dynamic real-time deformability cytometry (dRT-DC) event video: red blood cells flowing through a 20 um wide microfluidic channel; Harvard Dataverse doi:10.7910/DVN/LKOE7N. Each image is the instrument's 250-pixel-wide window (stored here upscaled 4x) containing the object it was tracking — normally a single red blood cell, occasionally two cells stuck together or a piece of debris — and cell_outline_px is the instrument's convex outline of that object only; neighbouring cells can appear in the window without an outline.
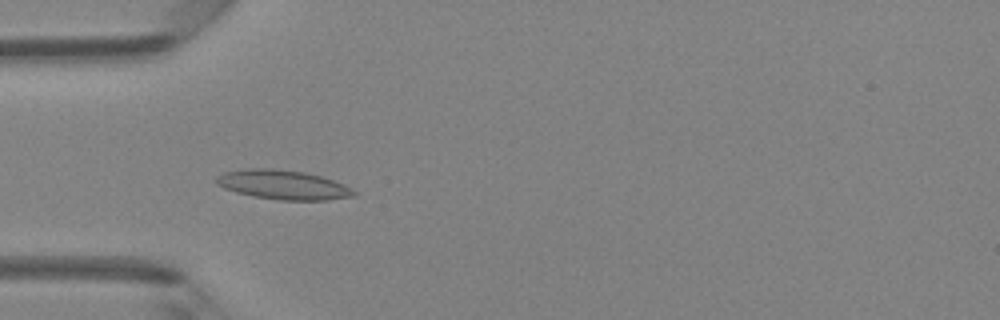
{"species": "Egyptian fruit bat (a non-hibernating species)", "species_latin": "Rousettus aegyptiacus", "temperature_condition": "room temperature", "stored_images_in_passage": 47, "camera_frame_rate_fps": 3000, "um_per_image_px": 0.085, "animal": {"sex": "female"}, "frame": {"image": 1, "passage_image": 14, "time_ms": 4.333, "image_size_px": [1000, 320], "cell_outline_px": [[356, 196], [328, 200], [280, 200], [252, 196], [236, 192], [224, 188], [216, 184], [216, 176], [224, 172], [248, 168], [272, 168], [304, 172], [320, 176], [344, 184], [352, 188], [356, 192]], "centroid_in_image_um": [24.06, 15.71], "position_along_channel_um": 60.9, "area_um2": 23.58}}
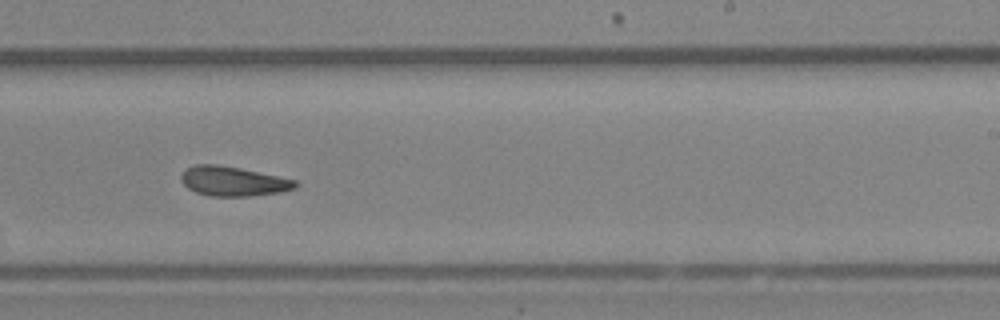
{"frame": {"image": 2, "passage_image": 29, "time_ms": 9.333, "image_size_px": [1000, 320], "cell_outline_px": [[300, 184], [296, 188], [280, 192], [248, 196], [212, 196], [196, 192], [188, 188], [180, 180], [180, 176], [188, 168], [196, 164], [216, 164], [240, 168], [296, 180]], "centroid_in_image_um": [19.83, 15.41], "position_along_channel_um": 269.2, "area_um2": 19.54}}
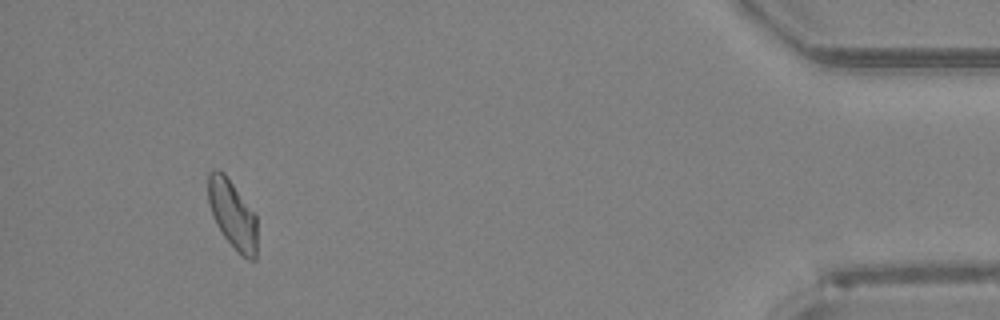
{"frame": {"image": 3, "passage_image": 44, "time_ms": 14.333, "image_size_px": [1000, 320], "cell_outline_px": [[256, 260], [248, 260], [224, 236], [216, 224], [212, 216], [208, 200], [208, 172], [212, 168], [216, 168], [224, 172], [256, 212]], "centroid_in_image_um": [19.76, 18.14], "position_along_channel_um": 415.4, "area_um2": 19.71}, "authors_computed_cell_mechanics": {"area_um2": 20.1722, "velocity_mm_per_s": 4.2259, "shape_relaxation_time_tau1_ms": 4.5466, "shape_relaxation_time_tau2_ms": 4.1321, "deformation_change_tau1": 0.1476, "deformation_change_tau2": 0.1091}}